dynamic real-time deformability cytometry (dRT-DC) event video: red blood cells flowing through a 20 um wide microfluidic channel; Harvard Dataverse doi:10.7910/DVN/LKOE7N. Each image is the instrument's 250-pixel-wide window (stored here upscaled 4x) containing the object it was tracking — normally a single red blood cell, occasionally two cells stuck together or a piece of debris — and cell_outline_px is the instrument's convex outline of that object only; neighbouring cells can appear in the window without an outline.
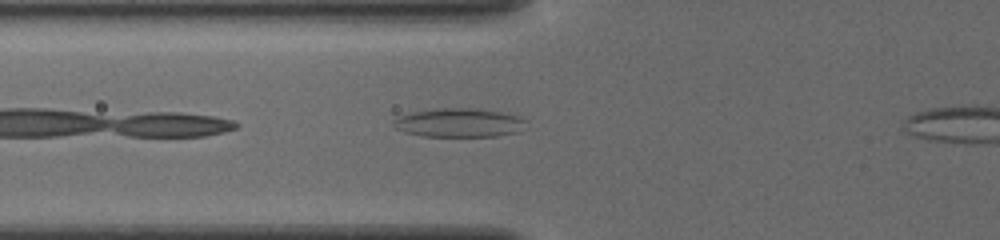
{"species": "common noctule bat (a hibernating species)", "species_latin": "Nyctalus noctula", "temperature_condition": "cold", "stored_images_in_passage": 32, "camera_frame_rate_fps": 3000, "um_per_image_px": 0.085, "animal": {"sex": "female", "body_mass_g": 19.5, "forearm_length_mm": 54.1}, "frame": {"image": 1, "passage_image": 3, "time_ms": 0.667, "image_size_px": [1000, 240], "cell_outline_px": [[528, 120], [516, 132], [496, 136], [424, 136], [404, 132], [396, 128], [392, 124], [392, 120], [400, 116], [412, 112], [440, 108], [476, 108], [500, 112], [520, 116]], "centroid_in_image_um": [39.0, 10.42], "position_along_channel_um": 86.8, "area_um2": 22.14}}
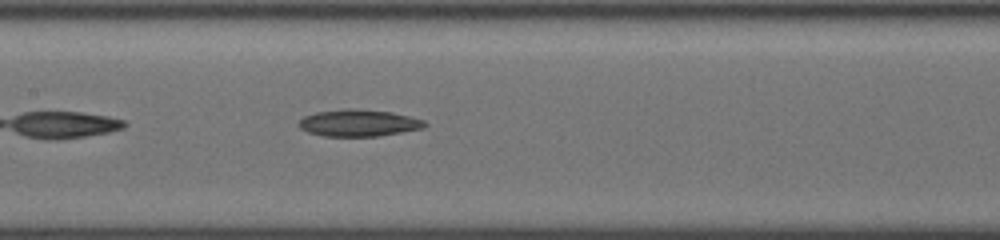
{"frame": {"image": 2, "passage_image": 10, "time_ms": 3.0, "image_size_px": [1000, 240], "cell_outline_px": [[428, 124], [424, 128], [380, 136], [324, 136], [308, 132], [300, 128], [300, 120], [304, 116], [316, 112], [344, 108], [348, 108], [388, 112], [408, 116], [424, 120]], "centroid_in_image_um": [30.49, 10.46], "position_along_channel_um": 176.9, "area_um2": 19.54}}
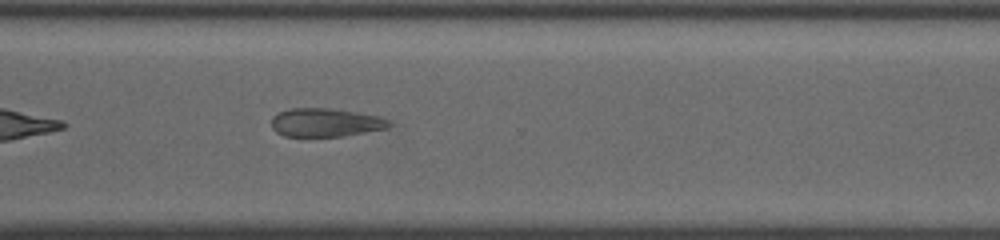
{"frame": {"image": 3, "passage_image": 23, "time_ms": 7.333, "image_size_px": [1000, 240], "cell_outline_px": [[392, 124], [388, 128], [344, 136], [284, 136], [276, 132], [272, 128], [272, 116], [280, 112], [292, 108], [328, 108], [356, 112], [380, 116], [388, 120]], "centroid_in_image_um": [27.68, 10.41], "position_along_channel_um": 342.9, "area_um2": 19.48}}